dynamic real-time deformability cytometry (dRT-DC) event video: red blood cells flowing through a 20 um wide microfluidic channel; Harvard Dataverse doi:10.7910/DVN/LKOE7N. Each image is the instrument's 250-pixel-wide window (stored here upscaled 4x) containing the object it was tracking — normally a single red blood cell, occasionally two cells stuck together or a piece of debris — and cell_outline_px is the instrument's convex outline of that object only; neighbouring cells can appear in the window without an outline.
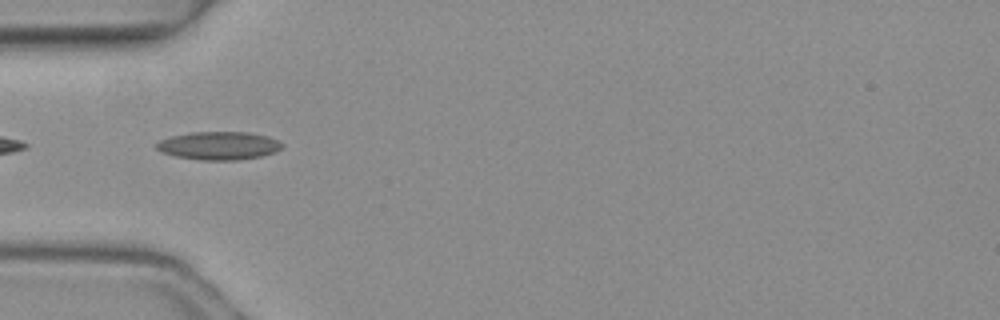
{"species": "common noctule bat (a hibernating species)", "species_latin": "Nyctalus noctula", "temperature_condition": "warm", "stored_images_in_passage": 6, "camera_frame_rate_fps": 3000, "um_per_image_px": 0.085, "animal": {"sex": "female", "body_mass_g": 19.3, "forearm_length_mm": 54.1}, "frame": {"image": 1, "passage_image": 5, "time_ms": 1.333, "image_size_px": [1000, 320], "cell_outline_px": [[284, 148], [276, 152], [260, 156], [240, 160], [200, 160], [176, 156], [160, 152], [156, 148], [156, 144], [160, 140], [172, 136], [192, 132], [248, 132], [268, 136], [284, 144]], "centroid_in_image_um": [18.63, 12.38], "position_along_channel_um": 66.4, "area_um2": 20.69}}
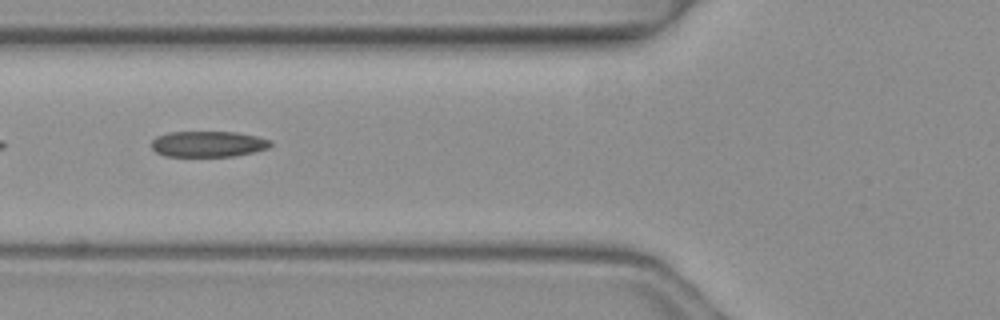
{"frame": {"image": 2, "passage_image": 6, "time_ms": 1.667, "image_size_px": [1000, 320], "cell_outline_px": [[272, 144], [268, 148], [252, 152], [232, 156], [164, 156], [156, 152], [152, 148], [152, 140], [156, 136], [168, 132], [236, 132], [256, 136], [272, 140]], "centroid_in_image_um": [17.68, 12.23], "position_along_channel_um": 108.1, "area_um2": 17.92}}